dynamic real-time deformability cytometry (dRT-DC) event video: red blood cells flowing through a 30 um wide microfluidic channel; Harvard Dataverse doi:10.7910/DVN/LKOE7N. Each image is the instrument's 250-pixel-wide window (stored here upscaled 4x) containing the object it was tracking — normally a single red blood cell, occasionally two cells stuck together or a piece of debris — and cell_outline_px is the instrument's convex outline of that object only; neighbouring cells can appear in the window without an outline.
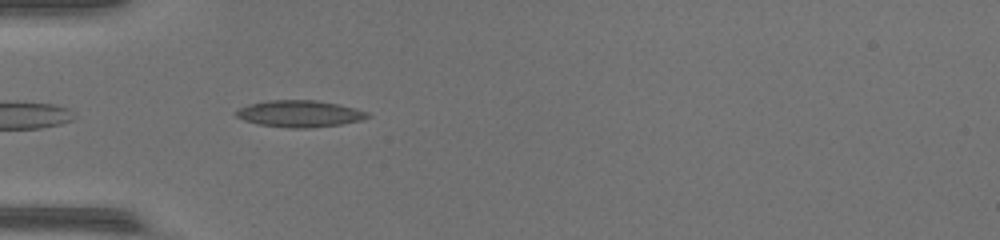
{"species": "common noctule bat (a hibernating species)", "species_latin": "Nyctalus noctula", "temperature_condition": "warm", "stored_images_in_passage": 5, "camera_frame_rate_fps": 3000, "um_per_image_px": 0.085, "animal": {"sex": "female", "body_mass_g": 17.0, "forearm_length_mm": 48.0}, "frame": {"image": 1, "passage_image": 2, "time_ms": 0.333, "image_size_px": [1000, 240], "cell_outline_px": [[372, 116], [364, 120], [340, 124], [308, 128], [288, 128], [260, 124], [244, 120], [236, 116], [236, 112], [240, 108], [248, 104], [268, 100], [312, 100], [336, 104], [356, 108], [368, 112]], "centroid_in_image_um": [25.5, 9.67], "position_along_channel_um": 59.5, "area_um2": 20.35}}